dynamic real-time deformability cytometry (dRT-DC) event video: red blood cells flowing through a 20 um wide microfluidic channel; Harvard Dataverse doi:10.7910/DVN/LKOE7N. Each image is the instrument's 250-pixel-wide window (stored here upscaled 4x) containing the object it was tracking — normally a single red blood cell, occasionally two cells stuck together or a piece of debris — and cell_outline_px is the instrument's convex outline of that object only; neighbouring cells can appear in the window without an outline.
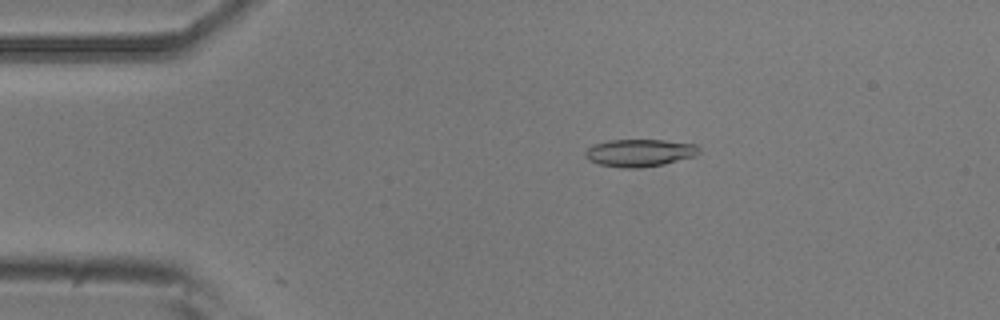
{"species": "common noctule bat (a hibernating species)", "species_latin": "Nyctalus noctula", "temperature_condition": "room temperature", "stored_images_in_passage": 14, "camera_frame_rate_fps": 3000, "um_per_image_px": 0.085, "animal": {"sex": "male", "body_mass_g": 20.5, "forearm_length_mm": 52.5}, "frame": {"image": 1, "passage_image": 2, "time_ms": 0.333, "image_size_px": [1000, 320], "cell_outline_px": [[700, 152], [696, 156], [664, 164], [640, 168], [620, 168], [600, 164], [588, 160], [584, 156], [584, 152], [588, 148], [596, 144], [608, 140], [664, 140], [696, 144], [700, 148]], "centroid_in_image_um": [54.39, 12.99], "position_along_channel_um": 30.6, "area_um2": 18.32}}
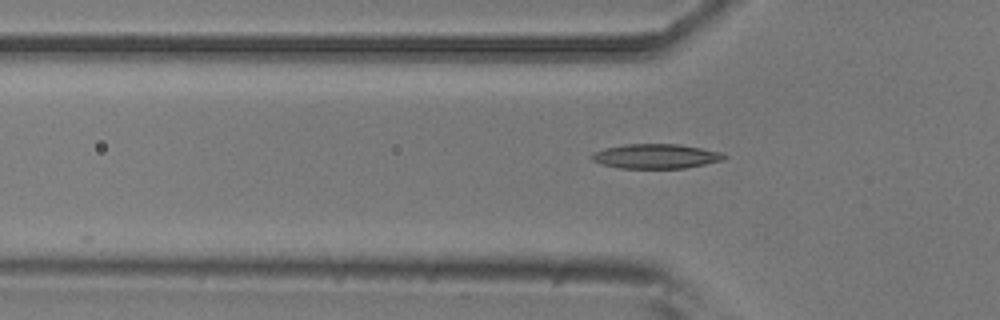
{"frame": {"image": 2, "passage_image": 9, "time_ms": 2.667, "image_size_px": [1000, 320], "cell_outline_px": [[728, 156], [724, 160], [684, 168], [620, 168], [604, 164], [592, 160], [588, 156], [592, 152], [604, 148], [624, 144], [680, 144], [720, 152]], "centroid_in_image_um": [55.72, 13.27], "position_along_channel_um": 70.1, "area_um2": 18.96}}
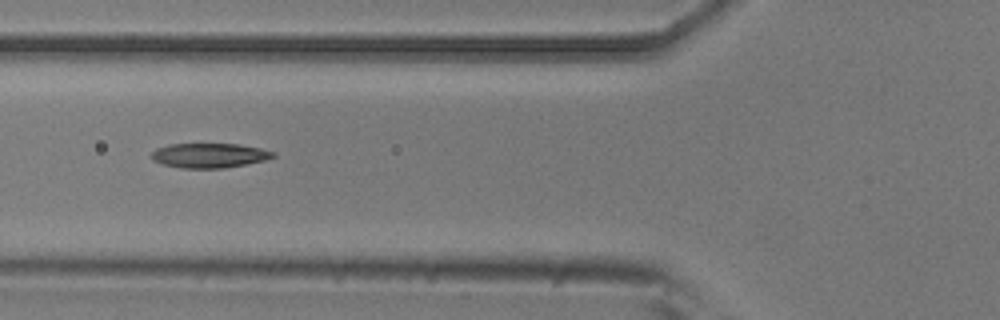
{"frame": {"image": 3, "passage_image": 12, "time_ms": 3.667, "image_size_px": [1000, 320], "cell_outline_px": [[276, 156], [264, 160], [224, 168], [180, 168], [164, 164], [152, 160], [152, 152], [156, 148], [168, 144], [240, 144], [260, 148], [276, 152]], "centroid_in_image_um": [17.79, 13.21], "position_along_channel_um": 108.0, "area_um2": 17.4}}